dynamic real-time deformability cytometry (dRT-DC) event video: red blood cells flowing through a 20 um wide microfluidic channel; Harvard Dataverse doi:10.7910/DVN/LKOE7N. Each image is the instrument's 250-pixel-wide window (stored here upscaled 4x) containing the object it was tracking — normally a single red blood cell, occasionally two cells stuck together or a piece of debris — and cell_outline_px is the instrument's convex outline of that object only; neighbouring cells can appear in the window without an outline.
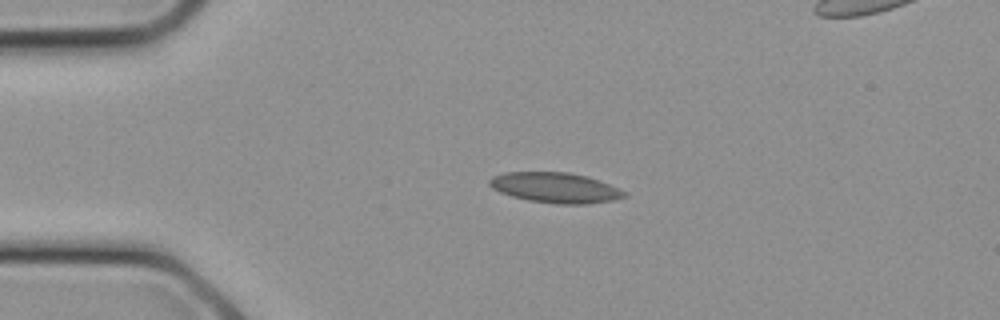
{"species": "common noctule bat (a hibernating species)", "species_latin": "Nyctalus noctula", "temperature_condition": "cold", "stored_images_in_passage": 15, "camera_frame_rate_fps": 3000, "um_per_image_px": 0.085, "animal": {"sex": "female", "body_mass_g": 21.9}, "frame": {"image": 1, "passage_image": 5, "time_ms": 1.333, "image_size_px": [1000, 320], "cell_outline_px": [[628, 196], [612, 200], [588, 204], [556, 204], [528, 200], [512, 196], [500, 192], [492, 188], [488, 184], [488, 180], [492, 176], [504, 172], [568, 172], [588, 176], [600, 180], [620, 188], [628, 192]], "centroid_in_image_um": [47.23, 15.95], "position_along_channel_um": 37.8, "area_um2": 24.1}}
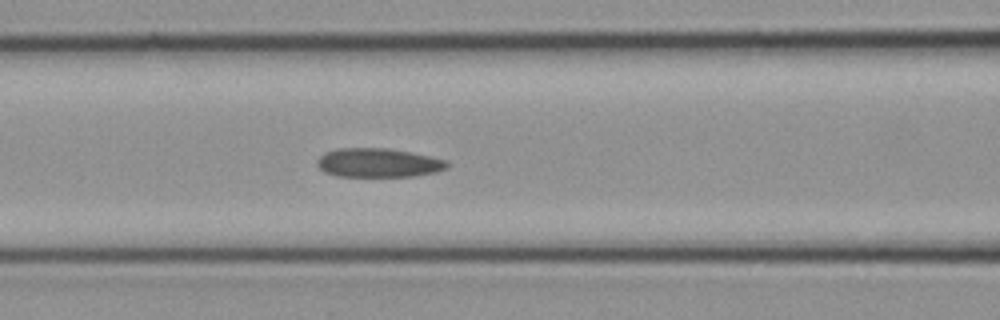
{"frame": {"image": 2, "passage_image": 10, "time_ms": 3.0, "image_size_px": [1000, 320], "cell_outline_px": [[448, 168], [436, 172], [412, 176], [336, 176], [324, 172], [316, 164], [316, 160], [324, 152], [336, 148], [388, 148], [412, 152], [448, 160]], "centroid_in_image_um": [32.15, 13.83], "position_along_channel_um": 134.5, "area_um2": 22.14}}
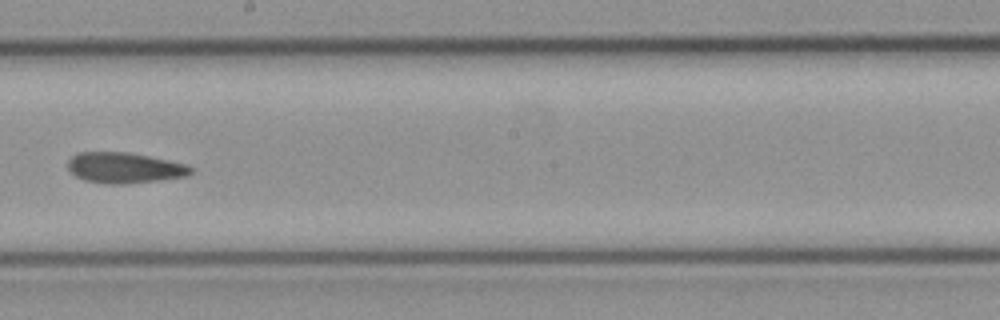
{"frame": {"image": 3, "passage_image": 14, "time_ms": 4.333, "image_size_px": [1000, 320], "cell_outline_px": [[196, 172], [188, 176], [160, 180], [120, 184], [108, 184], [84, 180], [76, 176], [68, 168], [68, 160], [76, 152], [128, 152], [188, 164], [196, 168]], "centroid_in_image_um": [10.64, 14.26], "position_along_channel_um": 237.6, "area_um2": 22.2}}